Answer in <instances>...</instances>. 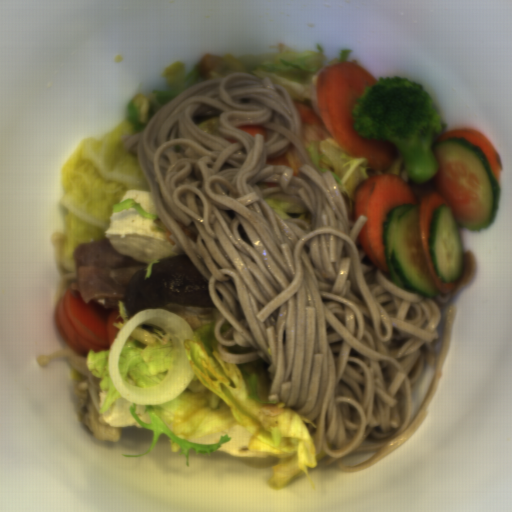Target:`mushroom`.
Instances as JSON below:
<instances>
[{"mask_svg": "<svg viewBox=\"0 0 512 512\" xmlns=\"http://www.w3.org/2000/svg\"><path fill=\"white\" fill-rule=\"evenodd\" d=\"M128 316L145 309H165L185 319L191 328L217 324L224 318L209 293V280L188 254L162 258L145 271H137L126 286Z\"/></svg>", "mask_w": 512, "mask_h": 512, "instance_id": "mushroom-1", "label": "mushroom"}]
</instances>
